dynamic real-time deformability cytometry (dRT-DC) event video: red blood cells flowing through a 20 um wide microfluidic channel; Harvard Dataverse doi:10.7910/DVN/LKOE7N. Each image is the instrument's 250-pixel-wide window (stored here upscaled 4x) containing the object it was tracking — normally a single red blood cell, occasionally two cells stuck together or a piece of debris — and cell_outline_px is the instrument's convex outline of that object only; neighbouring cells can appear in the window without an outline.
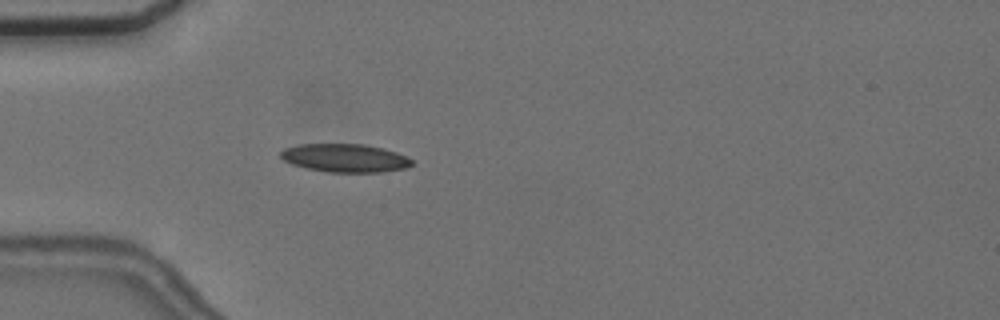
{"species": "common noctule bat (a hibernating species)", "species_latin": "Nyctalus noctula", "temperature_condition": "cold", "stored_images_in_passage": 56, "camera_frame_rate_fps": 3000, "um_per_image_px": 0.085, "animal": {"sex": "female", "body_mass_g": 24.6, "forearm_length_mm": 56.2}, "frame": {"image": 1, "passage_image": 16, "time_ms": 5.0, "image_size_px": [1000, 320], "cell_outline_px": [[412, 164], [404, 168], [384, 172], [328, 172], [308, 168], [292, 164], [284, 160], [280, 156], [280, 152], [284, 148], [300, 144], [364, 144], [384, 148], [408, 156], [412, 160]], "centroid_in_image_um": [29.34, 13.42], "position_along_channel_um": 55.7, "area_um2": 21.62}}
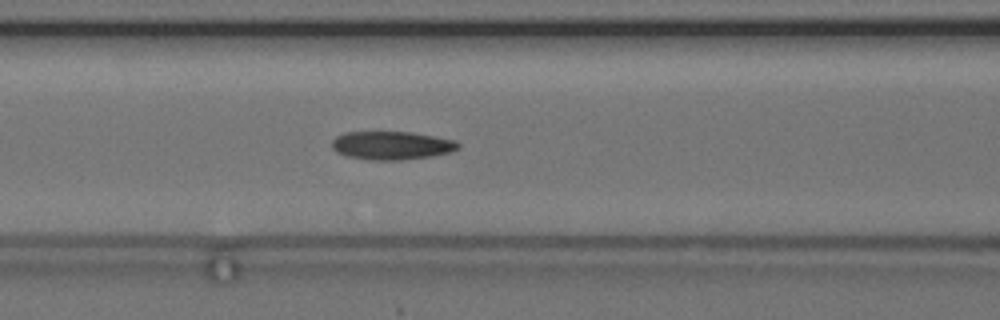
{"frame": {"image": 2, "passage_image": 23, "time_ms": 7.333, "image_size_px": [1000, 320], "cell_outline_px": [[460, 148], [452, 152], [432, 156], [400, 160], [372, 160], [348, 156], [336, 152], [332, 148], [332, 140], [336, 136], [344, 132], [412, 132], [456, 140], [460, 144]], "centroid_in_image_um": [33.31, 12.36], "position_along_channel_um": 133.3, "area_um2": 20.98}}
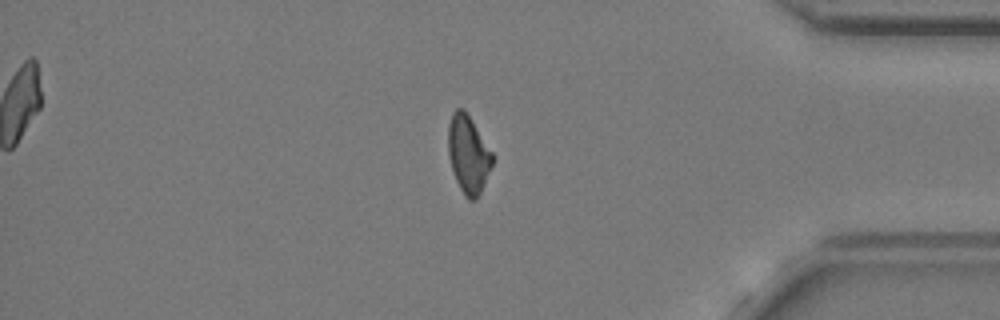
{"frame": {"image": 3, "passage_image": 47, "time_ms": 15.333, "image_size_px": [1000, 320], "cell_outline_px": [[492, 164], [484, 184], [476, 200], [468, 200], [464, 196], [456, 180], [448, 156], [448, 124], [452, 112], [456, 108], [464, 108], [492, 152]], "centroid_in_image_um": [39.78, 13.1], "position_along_channel_um": 395.4, "area_um2": 19.88}, "authors_computed_cell_mechanics": {"area_um2": 20.7502, "velocity_mm_per_s": 3.631, "shape_relaxation_time_tau1_ms": null, "shape_relaxation_time_tau2_ms": 4.8082, "deformation_change_tau1": null, "deformation_change_tau2": 0.1184}}